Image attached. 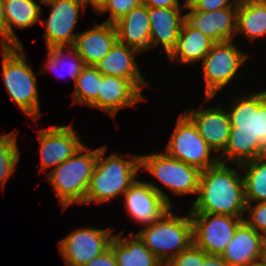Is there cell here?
I'll list each match as a JSON object with an SVG mask.
<instances>
[{"instance_id":"obj_31","label":"cell","mask_w":266,"mask_h":266,"mask_svg":"<svg viewBox=\"0 0 266 266\" xmlns=\"http://www.w3.org/2000/svg\"><path fill=\"white\" fill-rule=\"evenodd\" d=\"M141 0H107L97 11L98 14L110 12L109 18L104 23H115L122 16L139 6Z\"/></svg>"},{"instance_id":"obj_14","label":"cell","mask_w":266,"mask_h":266,"mask_svg":"<svg viewBox=\"0 0 266 266\" xmlns=\"http://www.w3.org/2000/svg\"><path fill=\"white\" fill-rule=\"evenodd\" d=\"M41 153V171L57 167L74 155L83 142L74 131L72 125H52L48 129L38 130Z\"/></svg>"},{"instance_id":"obj_26","label":"cell","mask_w":266,"mask_h":266,"mask_svg":"<svg viewBox=\"0 0 266 266\" xmlns=\"http://www.w3.org/2000/svg\"><path fill=\"white\" fill-rule=\"evenodd\" d=\"M235 35L250 41L266 35V0H238Z\"/></svg>"},{"instance_id":"obj_10","label":"cell","mask_w":266,"mask_h":266,"mask_svg":"<svg viewBox=\"0 0 266 266\" xmlns=\"http://www.w3.org/2000/svg\"><path fill=\"white\" fill-rule=\"evenodd\" d=\"M193 243L209 255H222L243 218L210 213H190Z\"/></svg>"},{"instance_id":"obj_28","label":"cell","mask_w":266,"mask_h":266,"mask_svg":"<svg viewBox=\"0 0 266 266\" xmlns=\"http://www.w3.org/2000/svg\"><path fill=\"white\" fill-rule=\"evenodd\" d=\"M101 83V73L95 66H85L74 83L71 94L73 104H82L97 108V97Z\"/></svg>"},{"instance_id":"obj_9","label":"cell","mask_w":266,"mask_h":266,"mask_svg":"<svg viewBox=\"0 0 266 266\" xmlns=\"http://www.w3.org/2000/svg\"><path fill=\"white\" fill-rule=\"evenodd\" d=\"M248 56L237 49L233 40L213 44L202 60L205 101L213 99L219 90L238 75V69Z\"/></svg>"},{"instance_id":"obj_40","label":"cell","mask_w":266,"mask_h":266,"mask_svg":"<svg viewBox=\"0 0 266 266\" xmlns=\"http://www.w3.org/2000/svg\"><path fill=\"white\" fill-rule=\"evenodd\" d=\"M246 266H266V261L263 259L256 261L254 263L247 264Z\"/></svg>"},{"instance_id":"obj_29","label":"cell","mask_w":266,"mask_h":266,"mask_svg":"<svg viewBox=\"0 0 266 266\" xmlns=\"http://www.w3.org/2000/svg\"><path fill=\"white\" fill-rule=\"evenodd\" d=\"M15 133L0 135V186L6 185L8 178L15 172L20 160V151Z\"/></svg>"},{"instance_id":"obj_23","label":"cell","mask_w":266,"mask_h":266,"mask_svg":"<svg viewBox=\"0 0 266 266\" xmlns=\"http://www.w3.org/2000/svg\"><path fill=\"white\" fill-rule=\"evenodd\" d=\"M6 14V46H23L16 36L15 28L34 26L40 19L42 8L36 0H3Z\"/></svg>"},{"instance_id":"obj_21","label":"cell","mask_w":266,"mask_h":266,"mask_svg":"<svg viewBox=\"0 0 266 266\" xmlns=\"http://www.w3.org/2000/svg\"><path fill=\"white\" fill-rule=\"evenodd\" d=\"M263 240L264 236L243 220L221 257L229 266H246L259 261L262 259Z\"/></svg>"},{"instance_id":"obj_32","label":"cell","mask_w":266,"mask_h":266,"mask_svg":"<svg viewBox=\"0 0 266 266\" xmlns=\"http://www.w3.org/2000/svg\"><path fill=\"white\" fill-rule=\"evenodd\" d=\"M204 264V251L192 243L164 266H201Z\"/></svg>"},{"instance_id":"obj_6","label":"cell","mask_w":266,"mask_h":266,"mask_svg":"<svg viewBox=\"0 0 266 266\" xmlns=\"http://www.w3.org/2000/svg\"><path fill=\"white\" fill-rule=\"evenodd\" d=\"M144 245L164 265L193 243L190 212L179 216L168 209L158 220L137 233Z\"/></svg>"},{"instance_id":"obj_33","label":"cell","mask_w":266,"mask_h":266,"mask_svg":"<svg viewBox=\"0 0 266 266\" xmlns=\"http://www.w3.org/2000/svg\"><path fill=\"white\" fill-rule=\"evenodd\" d=\"M246 211L249 217L243 220L262 236L266 235V202H260L253 206V203H247ZM249 210V211H248Z\"/></svg>"},{"instance_id":"obj_42","label":"cell","mask_w":266,"mask_h":266,"mask_svg":"<svg viewBox=\"0 0 266 266\" xmlns=\"http://www.w3.org/2000/svg\"><path fill=\"white\" fill-rule=\"evenodd\" d=\"M50 1H52V0H39V2L41 3V4H47L48 2H50Z\"/></svg>"},{"instance_id":"obj_24","label":"cell","mask_w":266,"mask_h":266,"mask_svg":"<svg viewBox=\"0 0 266 266\" xmlns=\"http://www.w3.org/2000/svg\"><path fill=\"white\" fill-rule=\"evenodd\" d=\"M214 42L186 20L183 22L175 48L167 56L171 61L176 59L182 64H193L202 61L211 50Z\"/></svg>"},{"instance_id":"obj_12","label":"cell","mask_w":266,"mask_h":266,"mask_svg":"<svg viewBox=\"0 0 266 266\" xmlns=\"http://www.w3.org/2000/svg\"><path fill=\"white\" fill-rule=\"evenodd\" d=\"M124 206L131 218L145 227L173 208L168 194L152 182L138 179L123 194Z\"/></svg>"},{"instance_id":"obj_1","label":"cell","mask_w":266,"mask_h":266,"mask_svg":"<svg viewBox=\"0 0 266 266\" xmlns=\"http://www.w3.org/2000/svg\"><path fill=\"white\" fill-rule=\"evenodd\" d=\"M233 101L231 109H227L231 124L229 140L219 161L241 165L266 155V90Z\"/></svg>"},{"instance_id":"obj_30","label":"cell","mask_w":266,"mask_h":266,"mask_svg":"<svg viewBox=\"0 0 266 266\" xmlns=\"http://www.w3.org/2000/svg\"><path fill=\"white\" fill-rule=\"evenodd\" d=\"M65 47H52L47 49V65L46 69L48 68L51 71H57L60 70L59 68L62 67V71L64 72L66 67H68L67 71L68 74L71 76L72 80L76 81V78L81 73L82 69L86 66L84 64V61L82 58L77 54L76 50L71 46L66 48L67 51L63 52ZM68 49H71L70 51ZM68 52V53H67ZM63 53H66L65 55ZM64 57H70V60L68 63L64 62ZM73 60V61H72ZM68 64V65H67ZM66 74V72L64 73ZM60 76V74H58Z\"/></svg>"},{"instance_id":"obj_5","label":"cell","mask_w":266,"mask_h":266,"mask_svg":"<svg viewBox=\"0 0 266 266\" xmlns=\"http://www.w3.org/2000/svg\"><path fill=\"white\" fill-rule=\"evenodd\" d=\"M97 156L98 148L91 150L84 145L74 155L47 173V181L56 191L64 210L75 202L79 205L84 204Z\"/></svg>"},{"instance_id":"obj_16","label":"cell","mask_w":266,"mask_h":266,"mask_svg":"<svg viewBox=\"0 0 266 266\" xmlns=\"http://www.w3.org/2000/svg\"><path fill=\"white\" fill-rule=\"evenodd\" d=\"M238 1L232 6L210 12L189 11L186 21L214 43L234 40Z\"/></svg>"},{"instance_id":"obj_27","label":"cell","mask_w":266,"mask_h":266,"mask_svg":"<svg viewBox=\"0 0 266 266\" xmlns=\"http://www.w3.org/2000/svg\"><path fill=\"white\" fill-rule=\"evenodd\" d=\"M236 167H242L246 203L266 202V155Z\"/></svg>"},{"instance_id":"obj_35","label":"cell","mask_w":266,"mask_h":266,"mask_svg":"<svg viewBox=\"0 0 266 266\" xmlns=\"http://www.w3.org/2000/svg\"><path fill=\"white\" fill-rule=\"evenodd\" d=\"M85 266H118V264L113 250L109 248L101 255L89 261Z\"/></svg>"},{"instance_id":"obj_19","label":"cell","mask_w":266,"mask_h":266,"mask_svg":"<svg viewBox=\"0 0 266 266\" xmlns=\"http://www.w3.org/2000/svg\"><path fill=\"white\" fill-rule=\"evenodd\" d=\"M118 41L113 23L95 24L75 38L73 48L86 66H95Z\"/></svg>"},{"instance_id":"obj_17","label":"cell","mask_w":266,"mask_h":266,"mask_svg":"<svg viewBox=\"0 0 266 266\" xmlns=\"http://www.w3.org/2000/svg\"><path fill=\"white\" fill-rule=\"evenodd\" d=\"M142 92L128 79L101 74L97 108L113 118L123 108L142 101Z\"/></svg>"},{"instance_id":"obj_4","label":"cell","mask_w":266,"mask_h":266,"mask_svg":"<svg viewBox=\"0 0 266 266\" xmlns=\"http://www.w3.org/2000/svg\"><path fill=\"white\" fill-rule=\"evenodd\" d=\"M2 75L10 98L23 113L38 121L41 116L37 78L27 63L23 46H3Z\"/></svg>"},{"instance_id":"obj_8","label":"cell","mask_w":266,"mask_h":266,"mask_svg":"<svg viewBox=\"0 0 266 266\" xmlns=\"http://www.w3.org/2000/svg\"><path fill=\"white\" fill-rule=\"evenodd\" d=\"M140 168L150 172L174 195L198 194L201 171L166 152L140 155Z\"/></svg>"},{"instance_id":"obj_11","label":"cell","mask_w":266,"mask_h":266,"mask_svg":"<svg viewBox=\"0 0 266 266\" xmlns=\"http://www.w3.org/2000/svg\"><path fill=\"white\" fill-rule=\"evenodd\" d=\"M114 229L78 228L59 241V251L67 266H85L110 248ZM112 234V235H111Z\"/></svg>"},{"instance_id":"obj_22","label":"cell","mask_w":266,"mask_h":266,"mask_svg":"<svg viewBox=\"0 0 266 266\" xmlns=\"http://www.w3.org/2000/svg\"><path fill=\"white\" fill-rule=\"evenodd\" d=\"M113 24L120 43L140 53L150 50L151 31L147 6L140 4Z\"/></svg>"},{"instance_id":"obj_3","label":"cell","mask_w":266,"mask_h":266,"mask_svg":"<svg viewBox=\"0 0 266 266\" xmlns=\"http://www.w3.org/2000/svg\"><path fill=\"white\" fill-rule=\"evenodd\" d=\"M107 147L98 148L96 165L85 195L84 204L106 203L125 191L137 180L140 171V155H128L130 160L119 154L104 157Z\"/></svg>"},{"instance_id":"obj_36","label":"cell","mask_w":266,"mask_h":266,"mask_svg":"<svg viewBox=\"0 0 266 266\" xmlns=\"http://www.w3.org/2000/svg\"><path fill=\"white\" fill-rule=\"evenodd\" d=\"M141 4L155 8L181 7L179 0H141Z\"/></svg>"},{"instance_id":"obj_37","label":"cell","mask_w":266,"mask_h":266,"mask_svg":"<svg viewBox=\"0 0 266 266\" xmlns=\"http://www.w3.org/2000/svg\"><path fill=\"white\" fill-rule=\"evenodd\" d=\"M0 38L1 47L6 46V14L3 0H0Z\"/></svg>"},{"instance_id":"obj_34","label":"cell","mask_w":266,"mask_h":266,"mask_svg":"<svg viewBox=\"0 0 266 266\" xmlns=\"http://www.w3.org/2000/svg\"><path fill=\"white\" fill-rule=\"evenodd\" d=\"M238 0H188L183 8L188 11L210 12L227 7H232Z\"/></svg>"},{"instance_id":"obj_18","label":"cell","mask_w":266,"mask_h":266,"mask_svg":"<svg viewBox=\"0 0 266 266\" xmlns=\"http://www.w3.org/2000/svg\"><path fill=\"white\" fill-rule=\"evenodd\" d=\"M182 9L181 7H148L151 31L150 49L161 44L167 56L171 53L175 48L183 22L186 20V14L181 13Z\"/></svg>"},{"instance_id":"obj_7","label":"cell","mask_w":266,"mask_h":266,"mask_svg":"<svg viewBox=\"0 0 266 266\" xmlns=\"http://www.w3.org/2000/svg\"><path fill=\"white\" fill-rule=\"evenodd\" d=\"M166 153L200 171L218 164L219 156L211 155L212 149L199 134L193 121L183 112L166 146ZM211 156V157H210Z\"/></svg>"},{"instance_id":"obj_20","label":"cell","mask_w":266,"mask_h":266,"mask_svg":"<svg viewBox=\"0 0 266 266\" xmlns=\"http://www.w3.org/2000/svg\"><path fill=\"white\" fill-rule=\"evenodd\" d=\"M139 53L134 48L117 41L95 67L102 75L130 80L142 92L148 82L145 81L134 58Z\"/></svg>"},{"instance_id":"obj_38","label":"cell","mask_w":266,"mask_h":266,"mask_svg":"<svg viewBox=\"0 0 266 266\" xmlns=\"http://www.w3.org/2000/svg\"><path fill=\"white\" fill-rule=\"evenodd\" d=\"M201 266H229L221 255H209L204 252V264Z\"/></svg>"},{"instance_id":"obj_25","label":"cell","mask_w":266,"mask_h":266,"mask_svg":"<svg viewBox=\"0 0 266 266\" xmlns=\"http://www.w3.org/2000/svg\"><path fill=\"white\" fill-rule=\"evenodd\" d=\"M122 233L115 235L110 243L118 266H164V264L150 252L137 234L131 232L130 239Z\"/></svg>"},{"instance_id":"obj_2","label":"cell","mask_w":266,"mask_h":266,"mask_svg":"<svg viewBox=\"0 0 266 266\" xmlns=\"http://www.w3.org/2000/svg\"><path fill=\"white\" fill-rule=\"evenodd\" d=\"M240 174L221 162L201 171L198 196L188 212L244 218L247 203Z\"/></svg>"},{"instance_id":"obj_13","label":"cell","mask_w":266,"mask_h":266,"mask_svg":"<svg viewBox=\"0 0 266 266\" xmlns=\"http://www.w3.org/2000/svg\"><path fill=\"white\" fill-rule=\"evenodd\" d=\"M49 17L42 21L45 27L44 39L46 47H71L79 33H73L79 20L80 9H86L83 0H52Z\"/></svg>"},{"instance_id":"obj_39","label":"cell","mask_w":266,"mask_h":266,"mask_svg":"<svg viewBox=\"0 0 266 266\" xmlns=\"http://www.w3.org/2000/svg\"><path fill=\"white\" fill-rule=\"evenodd\" d=\"M83 1L85 2L86 7L90 5L91 8L95 12H97L107 0H83Z\"/></svg>"},{"instance_id":"obj_15","label":"cell","mask_w":266,"mask_h":266,"mask_svg":"<svg viewBox=\"0 0 266 266\" xmlns=\"http://www.w3.org/2000/svg\"><path fill=\"white\" fill-rule=\"evenodd\" d=\"M196 125L207 145L219 156L228 144L231 124L228 112L221 107H203L184 112ZM221 152V153H220Z\"/></svg>"},{"instance_id":"obj_41","label":"cell","mask_w":266,"mask_h":266,"mask_svg":"<svg viewBox=\"0 0 266 266\" xmlns=\"http://www.w3.org/2000/svg\"><path fill=\"white\" fill-rule=\"evenodd\" d=\"M262 259L266 261V235L264 236L263 240V253H262Z\"/></svg>"}]
</instances>
